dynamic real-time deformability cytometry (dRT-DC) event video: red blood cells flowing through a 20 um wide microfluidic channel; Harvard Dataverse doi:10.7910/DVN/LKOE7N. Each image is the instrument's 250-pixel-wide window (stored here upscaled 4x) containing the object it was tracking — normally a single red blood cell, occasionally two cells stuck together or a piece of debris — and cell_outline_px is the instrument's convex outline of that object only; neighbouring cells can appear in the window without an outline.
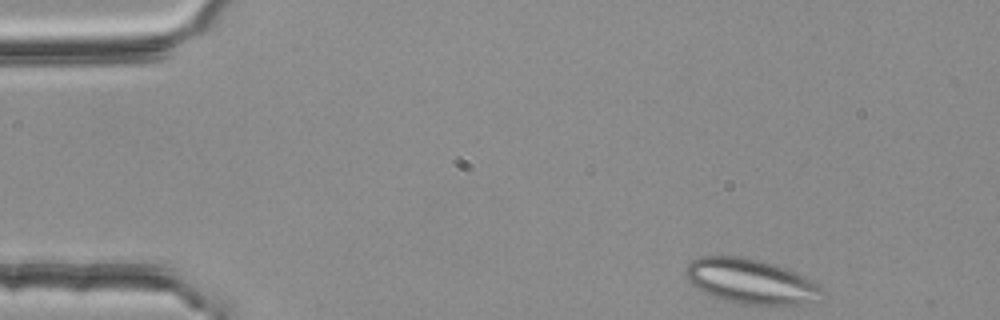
{"species": "common noctule bat (a hibernating species)", "species_latin": "Nyctalus noctula", "temperature_condition": "room temperature", "stored_images_in_passage": 45, "segment_of_instrument_passage": [1, 2], "camera_frame_rate_fps": 3000, "um_per_image_px": 0.085, "animal": {"sex": "female", "body_mass_g": 25.1}, "frame": {"image": 1, "passage_image": 1, "time_ms": 0.0, "image_size_px": [1000, 320], "cell_outline_px": [[824, 300], [800, 304], [744, 304], [724, 300], [712, 296], [704, 292], [692, 284], [684, 276], [684, 268], [692, 260], [700, 256], [744, 256], [776, 264], [816, 284], [824, 292]], "centroid_in_image_um": [63.77, 23.91], "position_along_channel_um": 21.2, "area_um2": 35.49}}